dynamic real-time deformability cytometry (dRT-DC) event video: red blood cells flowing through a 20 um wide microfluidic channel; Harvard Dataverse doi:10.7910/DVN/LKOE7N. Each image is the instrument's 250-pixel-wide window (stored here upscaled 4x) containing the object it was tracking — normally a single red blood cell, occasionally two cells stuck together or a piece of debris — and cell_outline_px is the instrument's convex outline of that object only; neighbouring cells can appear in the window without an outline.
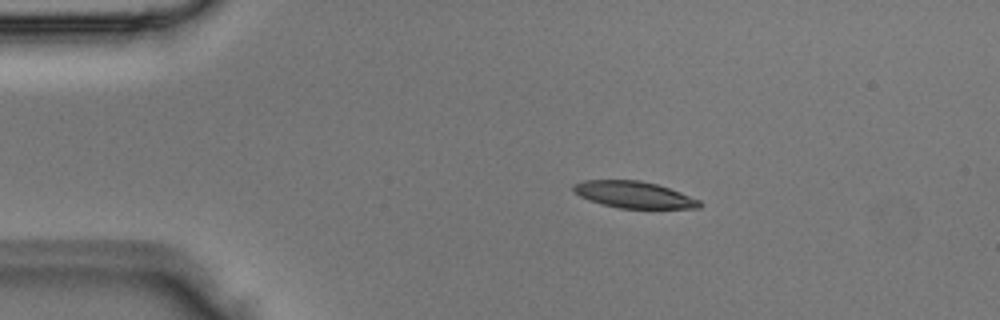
{"species": "Egyptian fruit bat (a non-hibernating species)", "species_latin": "Rousettus aegyptiacus", "temperature_condition": "room temperature", "stored_images_in_passage": 4, "camera_frame_rate_fps": 3000, "um_per_image_px": 0.085, "animal": {"sex": "male"}, "frame": {"image": 1, "passage_image": 3, "time_ms": 0.667, "image_size_px": [1000, 320], "cell_outline_px": [[700, 208], [620, 208], [588, 200], [580, 196], [572, 188], [572, 184], [584, 180], [640, 180], [656, 184], [680, 192], [700, 200]], "centroid_in_image_um": [53.86, 16.54], "position_along_channel_um": 31.1, "area_um2": 19.36}}